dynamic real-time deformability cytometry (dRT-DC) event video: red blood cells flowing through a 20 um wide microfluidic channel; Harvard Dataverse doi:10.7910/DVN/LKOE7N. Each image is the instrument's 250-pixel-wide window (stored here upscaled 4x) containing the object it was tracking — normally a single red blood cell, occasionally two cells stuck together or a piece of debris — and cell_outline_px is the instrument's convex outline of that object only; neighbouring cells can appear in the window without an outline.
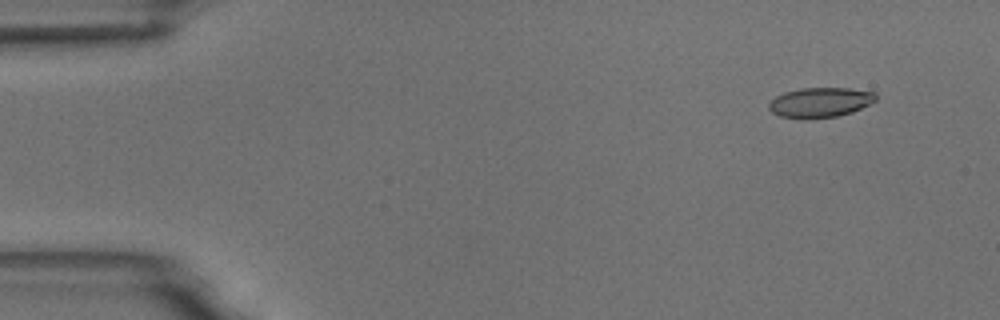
{"species": "common noctule bat (a hibernating species)", "species_latin": "Nyctalus noctula", "temperature_condition": "room temperature", "stored_images_in_passage": 5, "camera_frame_rate_fps": 3000, "um_per_image_px": 0.085, "animal": {"sex": "male", "body_mass_g": 18.8}, "frame": {"image": 1, "passage_image": 1, "time_ms": 0.0, "image_size_px": [1000, 320], "cell_outline_px": [[876, 100], [852, 112], [836, 116], [780, 116], [772, 112], [768, 108], [768, 104], [776, 96], [784, 92], [800, 88], [848, 88], [876, 92]], "centroid_in_image_um": [69.73, 8.65], "position_along_channel_um": 15.3, "area_um2": 17.92}}
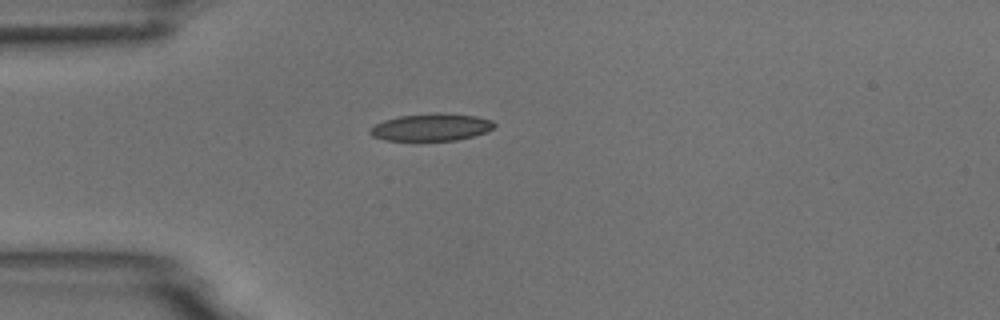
{"frame": {"image": 2, "passage_image": 4, "time_ms": 3.333, "image_size_px": [1000, 320], "cell_outline_px": [[496, 124], [488, 132], [456, 140], [384, 140], [372, 136], [368, 132], [376, 124], [384, 120], [400, 116], [436, 112], [444, 112], [476, 116], [492, 120]], "centroid_in_image_um": [36.68, 10.8], "position_along_channel_um": 48.3, "area_um2": 19.77}}